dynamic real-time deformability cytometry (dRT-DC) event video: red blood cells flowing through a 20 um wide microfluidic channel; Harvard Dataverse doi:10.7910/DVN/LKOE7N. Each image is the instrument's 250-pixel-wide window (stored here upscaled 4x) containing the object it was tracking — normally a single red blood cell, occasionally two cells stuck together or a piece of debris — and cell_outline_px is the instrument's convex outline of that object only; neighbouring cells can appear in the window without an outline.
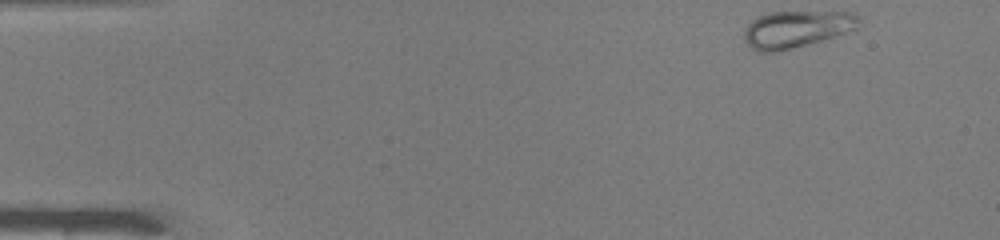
{"species": "common noctule bat (a hibernating species)", "species_latin": "Nyctalus noctula", "temperature_condition": "warm", "stored_images_in_passage": 45, "camera_frame_rate_fps": 3000, "um_per_image_px": 0.085, "animal": {"sex": "male", "body_mass_g": 19.0, "forearm_length_mm": 50.8}, "frame": {"image": 1, "passage_image": 1, "time_ms": 0.0, "image_size_px": [1000, 240], "cell_outline_px": [[860, 20], [856, 28], [808, 44], [792, 48], [772, 52], [756, 52], [744, 40], [744, 28], [752, 20], [768, 12], [852, 12], [860, 16]], "centroid_in_image_um": [67.65, 2.46], "position_along_channel_um": 17.3, "area_um2": 24.39}}
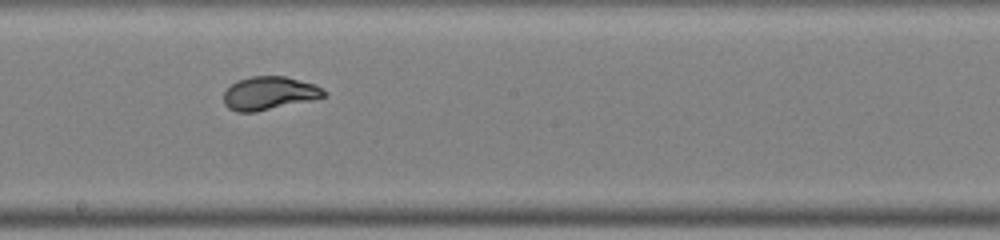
{"frame": {"image": 2, "passage_image": 24, "time_ms": 7.667, "image_size_px": [1000, 240], "cell_outline_px": [[328, 92], [324, 96], [316, 100], [256, 112], [236, 112], [228, 108], [224, 104], [224, 92], [232, 84], [240, 80], [252, 76], [284, 76], [316, 84]], "centroid_in_image_um": [22.93, 7.94], "position_along_channel_um": 225.3, "area_um2": 19.65}}
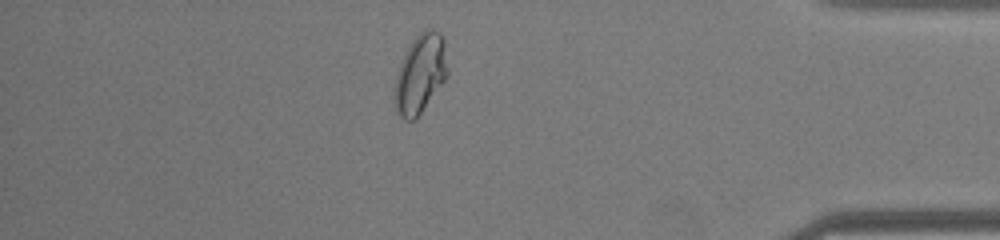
{"frame": {"image": 3, "passage_image": 39, "time_ms": 12.667, "image_size_px": [1000, 240], "cell_outline_px": [[448, 76], [416, 120], [404, 120], [400, 116], [396, 108], [392, 96], [396, 76], [400, 64], [412, 40], [424, 28], [432, 28], [440, 32], [444, 40], [448, 72]], "centroid_in_image_um": [35.72, 6.28], "position_along_channel_um": 399.5, "area_um2": 24.68}, "authors_computed_cell_mechanics": {"area_um2": 20.808, "velocity_mm_per_s": 4.1224, "shape_relaxation_time_tau1_ms": 4.3217, "shape_relaxation_time_tau2_ms": null, "deformation_change_tau1": 0.1876, "deformation_change_tau2": null}}